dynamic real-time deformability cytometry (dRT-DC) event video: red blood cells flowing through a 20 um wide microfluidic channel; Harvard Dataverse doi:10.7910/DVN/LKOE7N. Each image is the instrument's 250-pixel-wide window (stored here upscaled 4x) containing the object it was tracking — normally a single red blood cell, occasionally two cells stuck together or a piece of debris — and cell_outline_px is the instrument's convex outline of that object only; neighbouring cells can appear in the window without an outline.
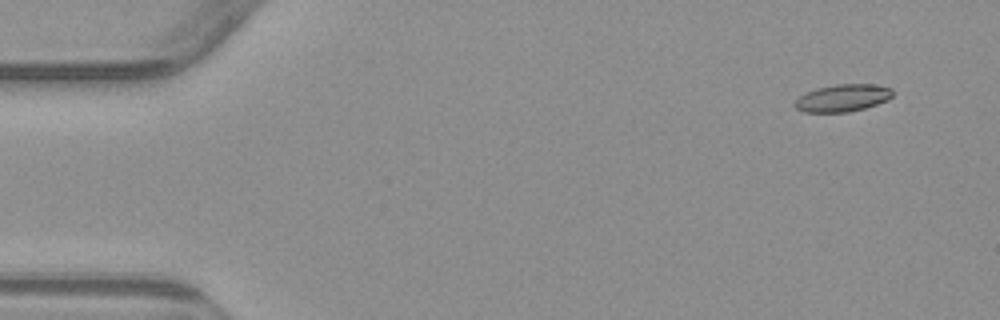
{"species": "common noctule bat (a hibernating species)", "species_latin": "Nyctalus noctula", "temperature_condition": "warm", "stored_images_in_passage": 6, "camera_frame_rate_fps": 3000, "um_per_image_px": 0.085, "animal": {"sex": "male", "body_mass_g": 23.1, "forearm_length_mm": 52.7}, "frame": {"image": 1, "passage_image": 1, "time_ms": 0.0, "image_size_px": [1000, 320], "cell_outline_px": [[892, 96], [888, 100], [864, 108], [848, 112], [804, 112], [796, 108], [792, 104], [804, 92], [816, 88], [836, 84], [872, 84], [892, 88]], "centroid_in_image_um": [71.6, 8.32], "position_along_channel_um": 13.4, "area_um2": 15.61}}
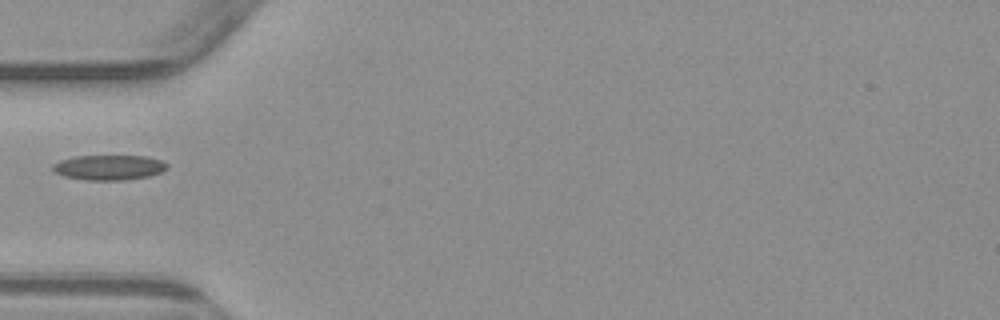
{"frame": {"image": 2, "passage_image": 5, "time_ms": 4.667, "image_size_px": [1000, 320], "cell_outline_px": [[168, 168], [160, 172], [148, 176], [124, 180], [84, 180], [64, 176], [56, 172], [52, 168], [52, 164], [60, 160], [72, 156], [148, 156], [160, 160], [168, 164]], "centroid_in_image_um": [9.25, 14.23], "position_along_channel_um": 75.8, "area_um2": 16.7}}
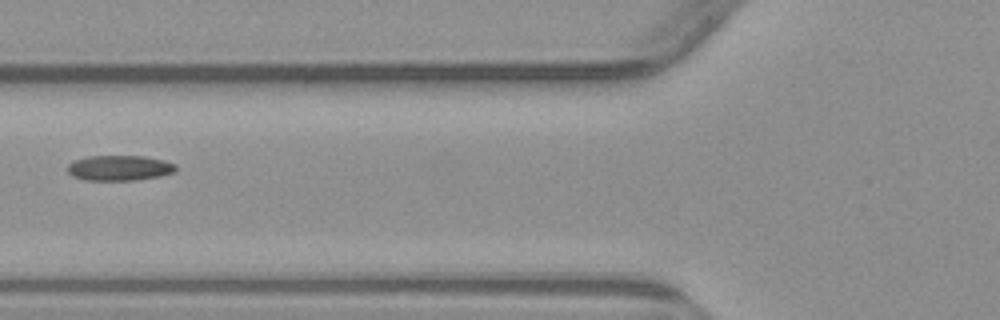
{"frame": {"image": 3, "passage_image": 6, "time_ms": 5.667, "image_size_px": [1000, 320], "cell_outline_px": [[176, 172], [160, 176], [136, 180], [84, 180], [72, 176], [68, 172], [68, 164], [76, 160], [88, 156], [144, 156], [164, 160], [176, 164]], "centroid_in_image_um": [10.18, 14.28], "position_along_channel_um": 115.6, "area_um2": 16.01}}